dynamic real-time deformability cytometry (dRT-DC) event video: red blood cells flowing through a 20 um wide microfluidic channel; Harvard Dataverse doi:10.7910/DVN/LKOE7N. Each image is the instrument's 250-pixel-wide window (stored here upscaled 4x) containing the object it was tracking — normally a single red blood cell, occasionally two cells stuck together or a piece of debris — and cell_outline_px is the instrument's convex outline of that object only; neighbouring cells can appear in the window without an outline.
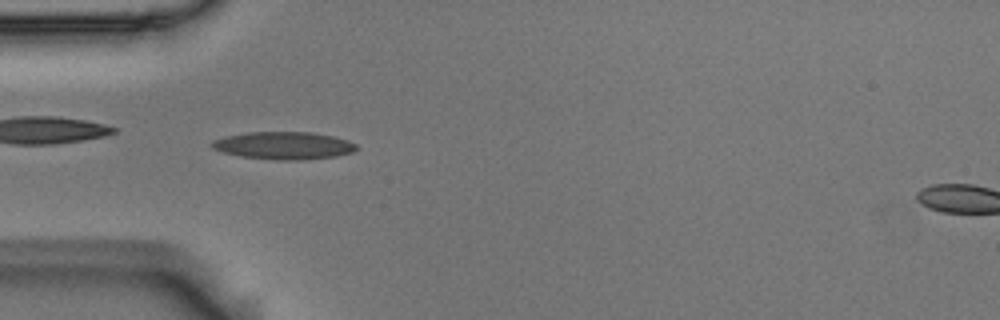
{"species": "Egyptian fruit bat (a non-hibernating species)", "species_latin": "Rousettus aegyptiacus", "temperature_condition": "room temperature", "stored_images_in_passage": 47, "camera_frame_rate_fps": 3000, "um_per_image_px": 0.085, "animal": {"sex": "male"}, "frame": {"image": 1, "passage_image": 10, "time_ms": 3.0, "image_size_px": [1000, 320], "cell_outline_px": [[360, 148], [352, 152], [336, 156], [304, 160], [276, 160], [240, 156], [224, 152], [212, 148], [208, 144], [212, 140], [224, 136], [248, 132], [312, 132], [332, 136], [348, 140], [356, 144]], "centroid_in_image_um": [24.11, 12.37], "position_along_channel_um": 60.9, "area_um2": 23.41}}
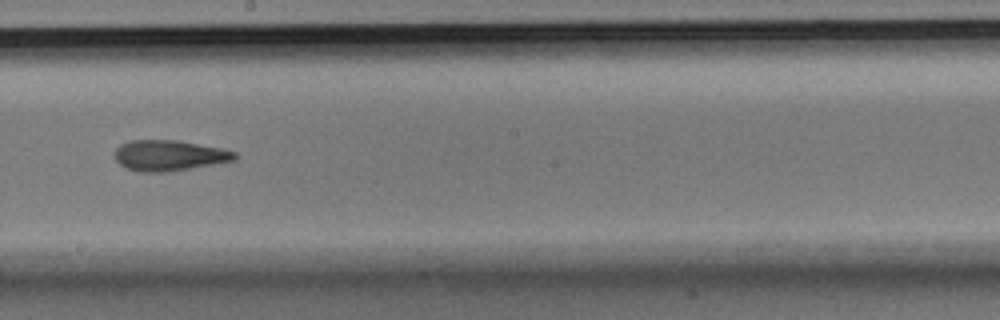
{"frame": {"image": 2, "passage_image": 24, "time_ms": 7.667, "image_size_px": [1000, 320], "cell_outline_px": [[236, 156], [232, 160], [212, 164], [168, 172], [140, 172], [128, 168], [120, 164], [112, 156], [116, 148], [120, 144], [128, 140], [176, 140], [220, 148], [236, 152]], "centroid_in_image_um": [14.29, 13.21], "position_along_channel_um": 233.9, "area_um2": 21.27}}
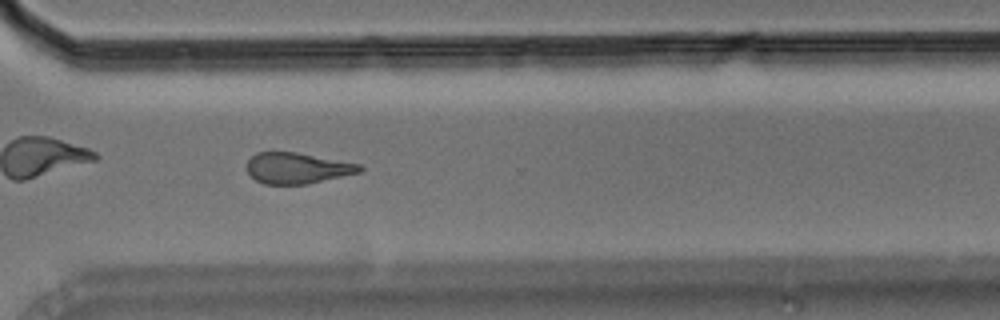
{"frame": {"image": 3, "passage_image": 33, "time_ms": 10.667, "image_size_px": [1000, 320], "cell_outline_px": [[364, 168], [360, 172], [308, 184], [264, 184], [256, 180], [248, 172], [248, 160], [256, 152], [296, 152], [360, 164]], "centroid_in_image_um": [25.27, 14.29], "position_along_channel_um": 345.3, "area_um2": 20.17}, "authors_computed_cell_mechanics": {"area_um2": 21.2704, "velocity_mm_per_s": 3.7316, "shape_relaxation_time_tau1_ms": 6.0282, "shape_relaxation_time_tau2_ms": 5.9761, "deformation_change_tau1": 0.1827, "deformation_change_tau2": 0.186}}